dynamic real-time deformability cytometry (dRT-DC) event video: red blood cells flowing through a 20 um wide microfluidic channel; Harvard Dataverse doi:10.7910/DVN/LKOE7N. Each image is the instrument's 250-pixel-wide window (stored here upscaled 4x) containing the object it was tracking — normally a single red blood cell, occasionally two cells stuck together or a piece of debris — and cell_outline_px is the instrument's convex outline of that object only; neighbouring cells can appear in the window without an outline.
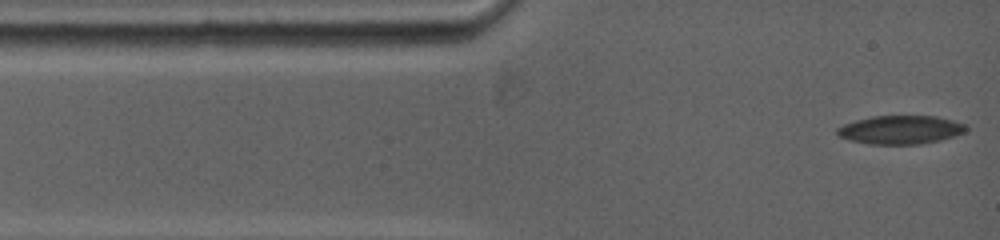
{"species": "common noctule bat (a hibernating species)", "species_latin": "Nyctalus noctula", "temperature_condition": "warm", "stored_images_in_passage": 54, "camera_frame_rate_fps": 5000, "um_per_image_px": 0.085, "animal": {"sex": "female", "body_mass_g": 19.0, "forearm_length_mm": 53.3}, "frame": {"image": 1, "passage_image": 1, "time_ms": 0.0, "image_size_px": [1000, 240], "cell_outline_px": [[968, 128], [964, 132], [940, 140], [920, 144], [868, 144], [836, 136], [836, 128], [844, 124], [856, 120], [872, 116], [936, 116], [952, 120], [964, 124]], "centroid_in_image_um": [76.5, 11.03], "position_along_channel_um": 8.5, "area_um2": 21.33}}
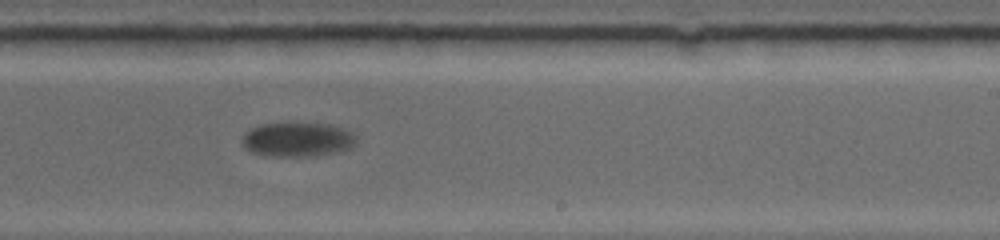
{"frame": {"image": 2, "passage_image": 21, "time_ms": 8.2, "image_size_px": [1000, 240], "cell_outline_px": [[356, 144], [352, 148], [340, 152], [316, 156], [268, 156], [252, 152], [244, 148], [240, 144], [240, 140], [244, 132], [260, 124], [328, 124], [344, 128], [352, 132], [356, 136]], "centroid_in_image_um": [25.29, 11.88], "position_along_channel_um": 263.7, "area_um2": 23.12}}
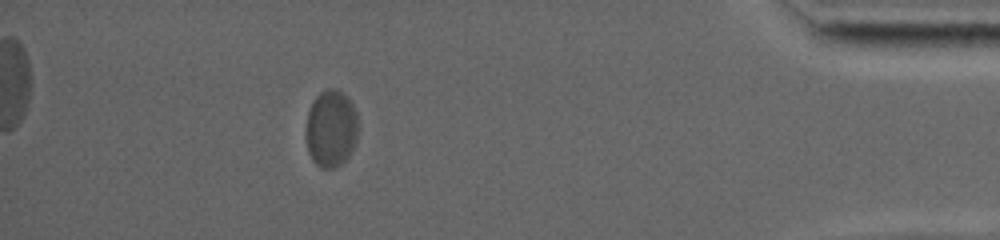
{"frame": {"image": 3, "passage_image": 47, "time_ms": 13.8, "image_size_px": [1000, 240], "cell_outline_px": [[356, 144], [348, 156], [336, 168], [320, 168], [312, 160], [308, 152], [304, 132], [304, 128], [308, 112], [312, 100], [320, 92], [328, 88], [336, 88], [348, 96], [356, 112]], "centroid_in_image_um": [28.1, 10.92], "position_along_channel_um": 407.1, "area_um2": 23.87}, "authors_computed_cell_mechanics": {"area_um2": 23.8425, "velocity_mm_per_s": 3.6502, "shape_relaxation_time_tau1_ms": 8.1403, "shape_relaxation_time_tau2_ms": null, "deformation_change_tau1": 0.2067, "deformation_change_tau2": null}}